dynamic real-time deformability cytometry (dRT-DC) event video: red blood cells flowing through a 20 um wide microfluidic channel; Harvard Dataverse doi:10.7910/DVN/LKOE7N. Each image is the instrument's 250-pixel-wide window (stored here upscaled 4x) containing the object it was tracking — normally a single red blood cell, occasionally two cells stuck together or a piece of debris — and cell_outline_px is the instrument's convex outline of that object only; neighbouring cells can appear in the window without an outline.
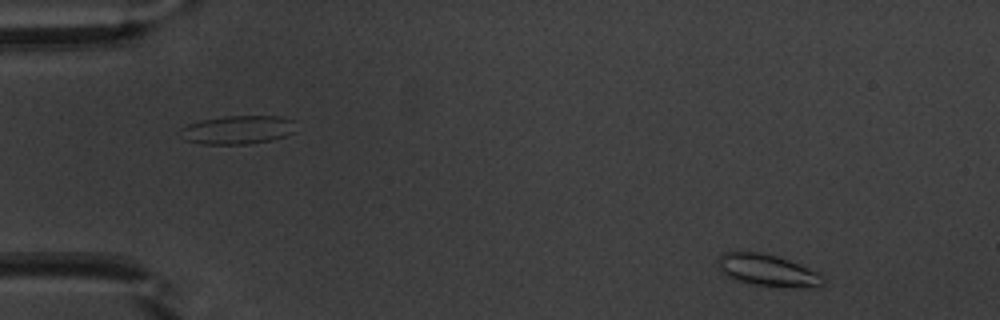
{"species": "common noctule bat (a hibernating species)", "species_latin": "Nyctalus noctula", "temperature_condition": "warm", "stored_images_in_passage": 49, "camera_frame_rate_fps": 3000, "um_per_image_px": 0.085, "animal": {"sex": "male", "body_mass_g": 20.1, "forearm_length_mm": 53.5}, "frame": {"image": 1, "passage_image": 3, "time_ms": 0.667, "image_size_px": [1000, 320], "cell_outline_px": [[824, 284], [820, 288], [808, 288], [748, 284], [736, 280], [728, 276], [720, 268], [720, 256], [724, 252], [756, 252], [776, 256], [788, 260], [816, 272], [824, 276]], "centroid_in_image_um": [65.31, 23.01], "position_along_channel_um": 19.7, "area_um2": 19.13}}
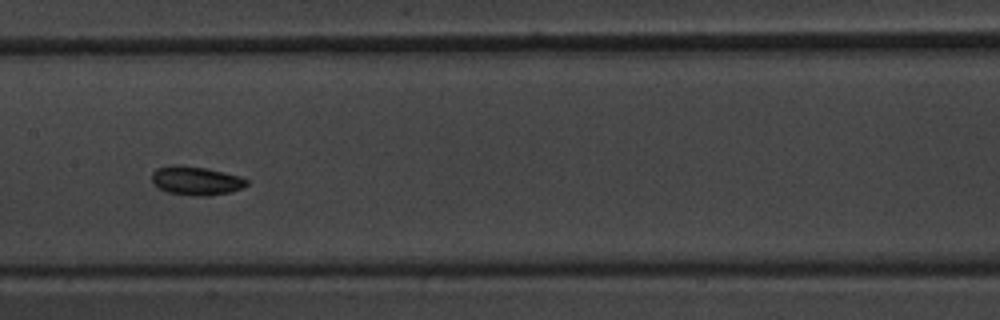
{"frame": {"image": 2, "passage_image": 24, "time_ms": 7.667, "image_size_px": [1000, 320], "cell_outline_px": [[248, 184], [244, 188], [232, 192], [208, 196], [192, 196], [168, 192], [152, 184], [152, 172], [156, 168], [172, 164], [208, 168], [240, 176], [248, 180]], "centroid_in_image_um": [16.68, 15.36], "position_along_channel_um": 190.7, "area_um2": 16.18}}
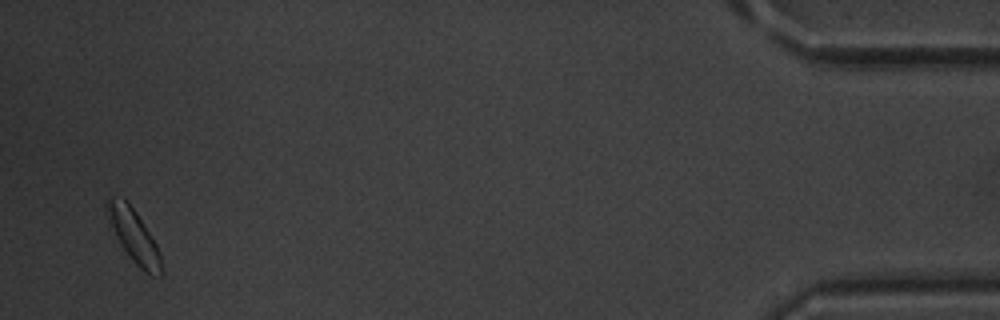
{"frame": {"image": 3, "passage_image": 48, "time_ms": 15.667, "image_size_px": [1000, 320], "cell_outline_px": [[160, 276], [152, 276], [144, 272], [132, 260], [120, 244], [104, 208], [104, 200], [108, 196], [112, 196], [128, 200], [136, 212], [156, 244], [160, 252]], "centroid_in_image_um": [11.33, 19.98], "position_along_channel_um": 423.9, "area_um2": 16.53}, "authors_computed_cell_mechanics": {"area_um2": 15.4904, "velocity_mm_per_s": 3.8847, "shape_relaxation_time_tau1_ms": 2.9713, "shape_relaxation_time_tau2_ms": null, "deformation_change_tau1": 0.1004, "deformation_change_tau2": null}}